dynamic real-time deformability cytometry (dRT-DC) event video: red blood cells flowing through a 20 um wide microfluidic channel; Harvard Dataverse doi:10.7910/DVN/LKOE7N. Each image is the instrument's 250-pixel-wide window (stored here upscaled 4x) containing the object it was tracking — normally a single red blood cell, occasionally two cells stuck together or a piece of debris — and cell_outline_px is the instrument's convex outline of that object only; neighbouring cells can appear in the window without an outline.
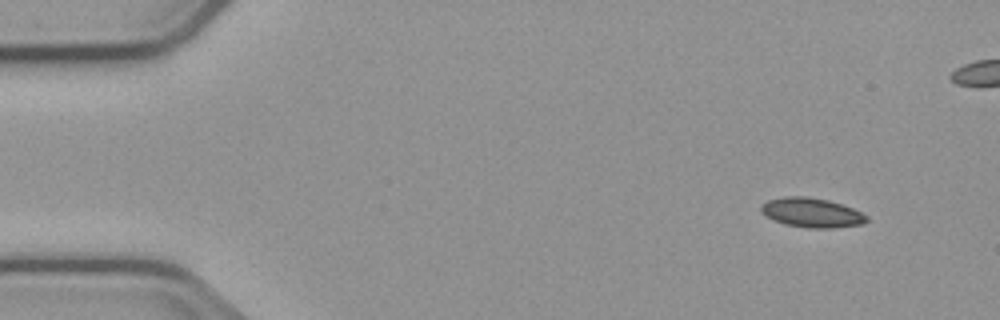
{"species": "common noctule bat (a hibernating species)", "species_latin": "Nyctalus noctula", "temperature_condition": "cold", "stored_images_in_passage": 5, "camera_frame_rate_fps": 3000, "um_per_image_px": 0.085, "animal": {"sex": "male", "body_mass_g": 23.1, "forearm_length_mm": 52.7}, "frame": {"image": 1, "passage_image": 1, "time_ms": 0.0, "image_size_px": [1000, 320], "cell_outline_px": [[868, 220], [864, 224], [832, 228], [808, 228], [784, 224], [760, 212], [760, 208], [768, 200], [784, 196], [808, 196], [828, 200], [852, 208], [868, 216]], "centroid_in_image_um": [69.02, 18.07], "position_along_channel_um": 16.0, "area_um2": 18.03}}